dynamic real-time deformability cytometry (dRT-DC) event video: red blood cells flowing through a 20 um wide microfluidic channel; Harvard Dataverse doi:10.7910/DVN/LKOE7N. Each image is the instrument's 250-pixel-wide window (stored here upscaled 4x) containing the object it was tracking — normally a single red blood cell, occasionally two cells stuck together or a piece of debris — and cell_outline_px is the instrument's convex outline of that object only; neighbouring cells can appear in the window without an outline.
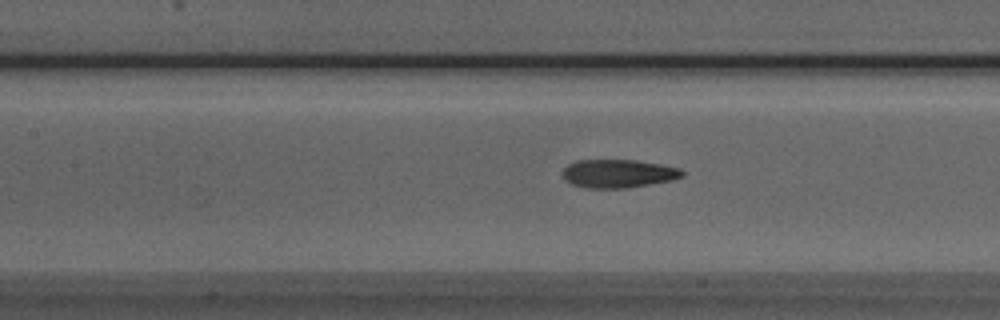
{"species": "Egyptian fruit bat (a non-hibernating species)", "species_latin": "Rousettus aegyptiacus", "temperature_condition": "room temperature", "stored_images_in_passage": 37, "camera_frame_rate_fps": 3000, "um_per_image_px": 0.085, "animal": {"sex": "male"}, "frame": {"image": 1, "passage_image": 10, "time_ms": 3.0, "image_size_px": [1000, 320], "cell_outline_px": [[684, 176], [672, 180], [624, 188], [588, 188], [572, 184], [564, 180], [564, 168], [568, 164], [576, 160], [636, 160], [660, 164], [680, 168], [684, 172]], "centroid_in_image_um": [52.55, 14.74], "position_along_channel_um": 154.8, "area_um2": 19.65}}
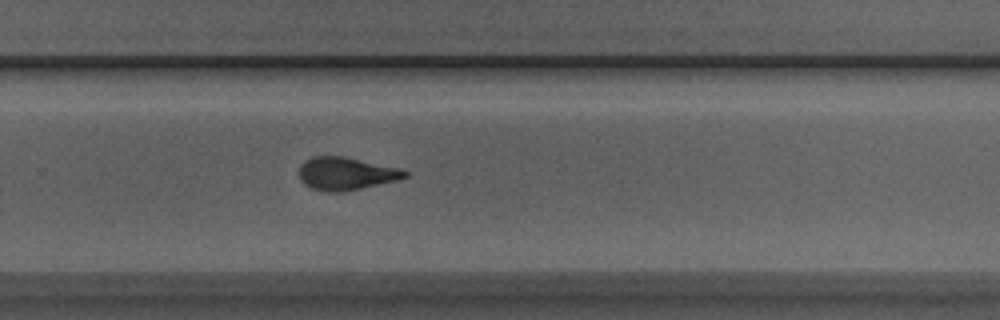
{"frame": {"image": 2, "passage_image": 21, "time_ms": 6.667, "image_size_px": [1000, 320], "cell_outline_px": [[408, 176], [396, 180], [360, 188], [340, 192], [328, 192], [312, 188], [304, 184], [300, 180], [300, 164], [304, 160], [312, 156], [344, 156], [400, 168], [408, 172]], "centroid_in_image_um": [29.38, 14.74], "position_along_channel_um": 300.4, "area_um2": 20.11}}
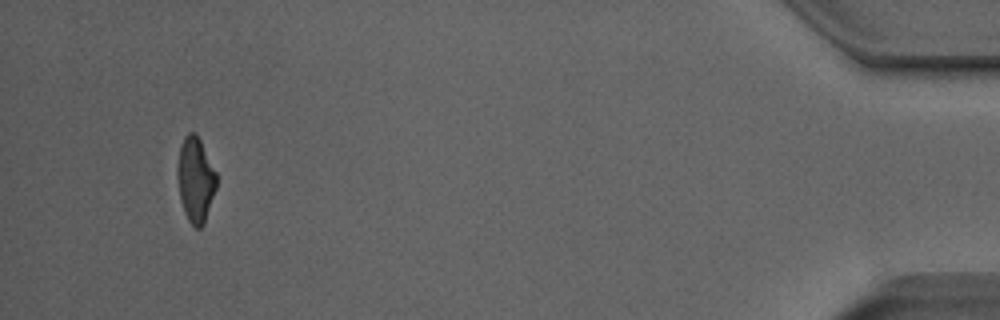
{"frame": {"image": 3, "passage_image": 36, "time_ms": 11.667, "image_size_px": [1000, 320], "cell_outline_px": [[216, 188], [204, 224], [200, 228], [196, 228], [188, 220], [184, 212], [180, 200], [176, 176], [176, 168], [180, 144], [184, 136], [188, 132], [196, 132], [216, 172]], "centroid_in_image_um": [16.58, 15.25], "position_along_channel_um": 418.6, "area_um2": 19.54}}